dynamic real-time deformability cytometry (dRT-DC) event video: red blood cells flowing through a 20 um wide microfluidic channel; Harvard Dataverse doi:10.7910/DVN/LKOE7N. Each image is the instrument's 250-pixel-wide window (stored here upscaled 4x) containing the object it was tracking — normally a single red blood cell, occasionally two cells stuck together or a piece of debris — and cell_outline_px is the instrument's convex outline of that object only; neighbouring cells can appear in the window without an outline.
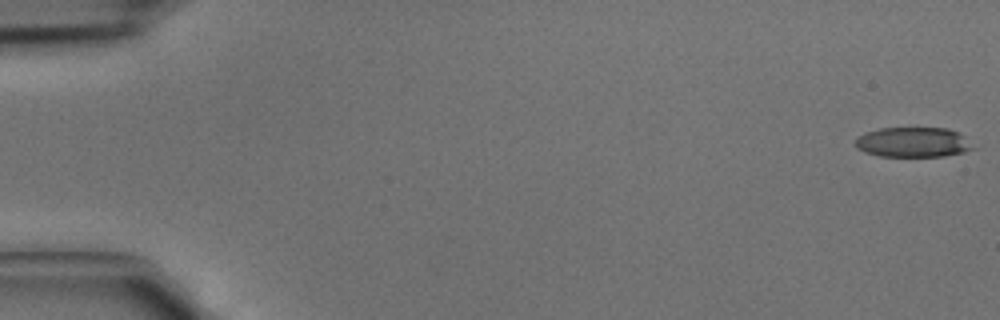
{"species": "common noctule bat (a hibernating species)", "species_latin": "Nyctalus noctula", "temperature_condition": "cold", "stored_images_in_passage": 43, "camera_frame_rate_fps": 3000, "um_per_image_px": 0.085, "animal": {"sex": "male", "body_mass_g": 15.6}, "frame": {"image": 1, "passage_image": 1, "time_ms": 0.0, "image_size_px": [1000, 320], "cell_outline_px": [[976, 148], [964, 152], [944, 156], [880, 156], [864, 152], [856, 148], [856, 140], [864, 132], [880, 128], [948, 128], [960, 132]], "centroid_in_image_um": [77.64, 12.08], "position_along_channel_um": 7.4, "area_um2": 20.63}}
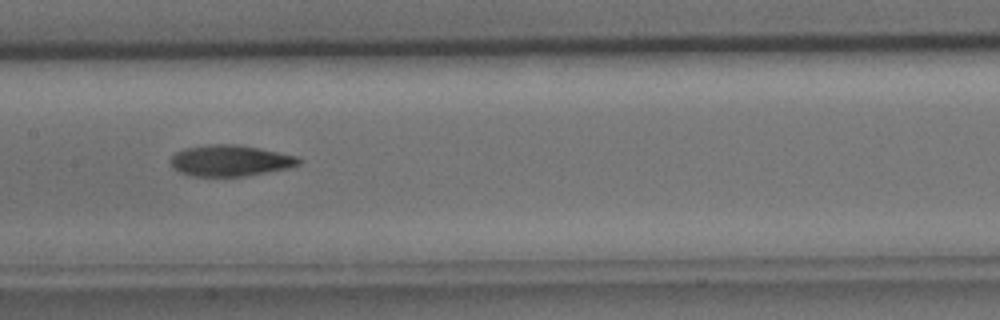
{"frame": {"image": 2, "passage_image": 22, "time_ms": 7.0, "image_size_px": [1000, 320], "cell_outline_px": [[300, 164], [288, 168], [244, 176], [192, 176], [180, 172], [168, 164], [168, 160], [176, 152], [184, 148], [208, 144], [236, 144], [296, 156], [300, 160]], "centroid_in_image_um": [19.49, 13.65], "position_along_channel_um": 187.9, "area_um2": 23.12}}
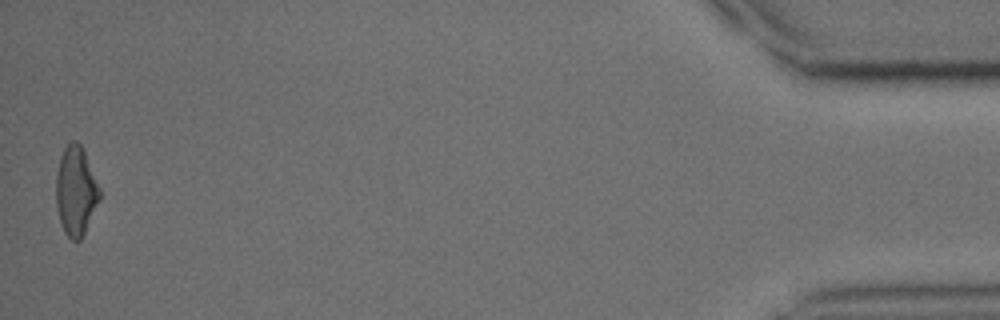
{"frame": {"image": 3, "passage_image": 43, "time_ms": 14.0, "image_size_px": [1000, 320], "cell_outline_px": [[100, 200], [80, 240], [72, 240], [64, 232], [60, 220], [56, 204], [56, 176], [60, 156], [64, 148], [72, 140], [76, 140], [80, 144], [84, 152], [100, 188]], "centroid_in_image_um": [6.44, 16.22], "position_along_channel_um": 428.8, "area_um2": 22.37}}